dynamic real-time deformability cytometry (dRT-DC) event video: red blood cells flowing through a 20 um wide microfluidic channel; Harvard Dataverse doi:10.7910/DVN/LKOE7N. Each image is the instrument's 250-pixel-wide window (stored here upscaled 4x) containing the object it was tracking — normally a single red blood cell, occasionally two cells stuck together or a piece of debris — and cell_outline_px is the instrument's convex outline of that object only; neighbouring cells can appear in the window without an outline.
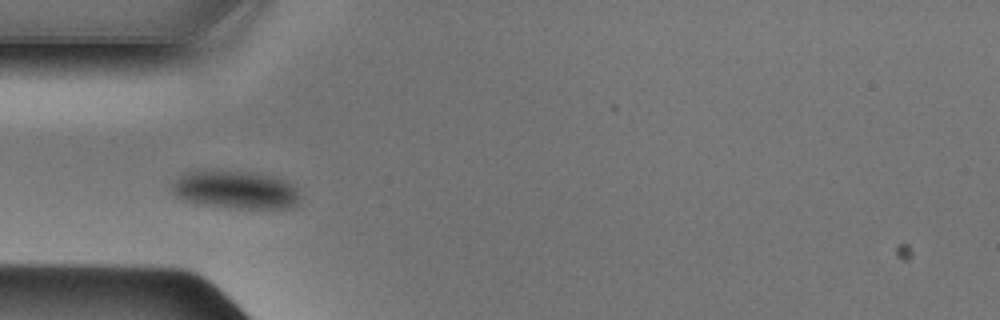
{"species": "Egyptian fruit bat (a non-hibernating species)", "species_latin": "Rousettus aegyptiacus", "temperature_condition": "cold", "stored_images_in_passage": 36, "camera_frame_rate_fps": 3000, "um_per_image_px": 0.085, "animal": {"sex": "male"}, "frame": {"image": 1, "passage_image": 1, "time_ms": 0.0, "image_size_px": [1000, 320], "cell_outline_px": [[300, 200], [292, 208], [236, 208], [204, 204], [184, 200], [176, 196], [168, 188], [172, 180], [184, 172], [192, 168], [212, 168], [252, 172], [272, 176], [284, 180], [292, 184], [296, 188], [300, 196]], "centroid_in_image_um": [19.91, 16.07], "position_along_channel_um": 65.1, "area_um2": 29.48}}
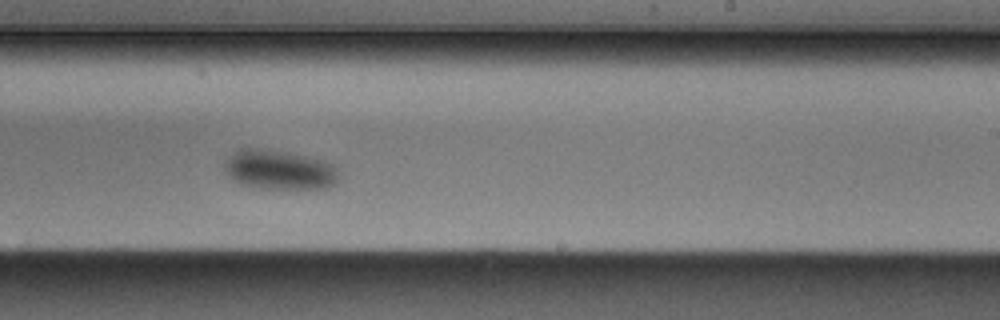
{"frame": {"image": 2, "passage_image": 16, "time_ms": 5.0, "image_size_px": [1000, 320], "cell_outline_px": [[340, 180], [328, 188], [260, 188], [240, 184], [228, 176], [224, 172], [224, 160], [228, 156], [240, 148], [260, 148], [288, 152], [324, 160], [332, 164], [336, 168]], "centroid_in_image_um": [23.72, 14.42], "position_along_channel_um": 265.3, "area_um2": 26.59}}
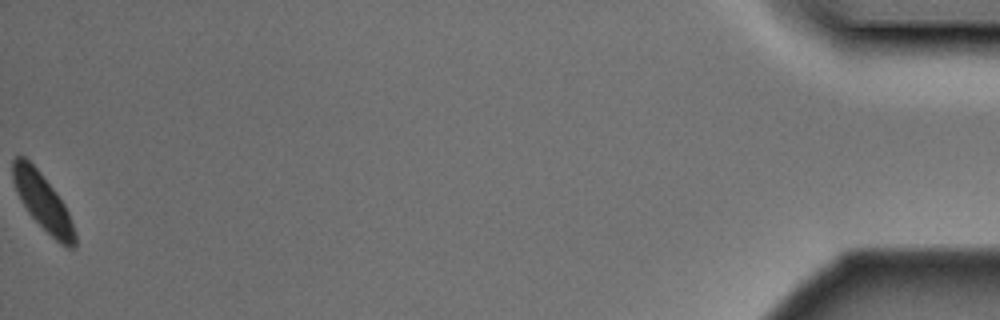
{"frame": {"image": 3, "passage_image": 36, "time_ms": 11.667, "image_size_px": [1000, 320], "cell_outline_px": [[76, 248], [68, 248], [60, 244], [28, 212], [20, 200], [16, 192], [12, 180], [12, 160], [16, 156], [24, 156], [40, 172], [56, 192], [64, 204], [68, 212], [76, 232]], "centroid_in_image_um": [3.64, 17.16], "position_along_channel_um": 431.6, "area_um2": 20.35}}